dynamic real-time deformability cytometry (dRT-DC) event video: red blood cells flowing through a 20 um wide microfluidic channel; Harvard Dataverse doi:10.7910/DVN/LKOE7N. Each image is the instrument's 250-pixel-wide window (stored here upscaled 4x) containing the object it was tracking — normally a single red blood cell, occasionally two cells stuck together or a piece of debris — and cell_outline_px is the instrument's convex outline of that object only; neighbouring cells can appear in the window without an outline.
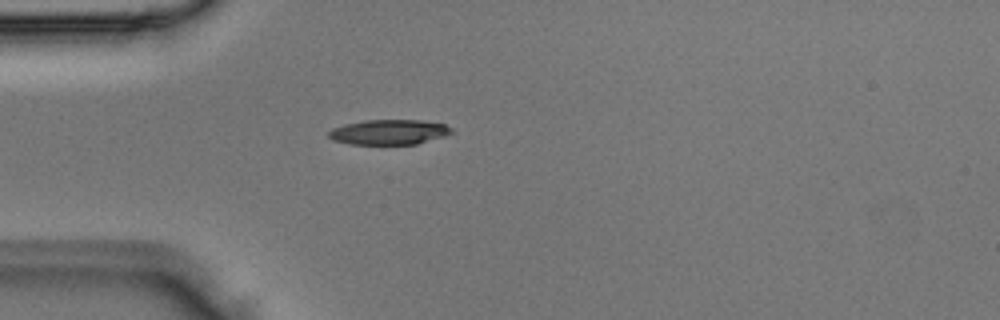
{"species": "Egyptian fruit bat (a non-hibernating species)", "species_latin": "Rousettus aegyptiacus", "temperature_condition": "room temperature", "stored_images_in_passage": 4, "camera_frame_rate_fps": 3000, "um_per_image_px": 0.085, "animal": {"sex": "male"}, "frame": {"image": 1, "passage_image": 4, "time_ms": 1.0, "image_size_px": [1000, 320], "cell_outline_px": [[452, 132], [444, 136], [416, 144], [348, 144], [332, 140], [328, 136], [328, 132], [332, 128], [344, 124], [364, 120], [420, 120], [444, 124], [452, 128]], "centroid_in_image_um": [33.02, 11.22], "position_along_channel_um": 52.0, "area_um2": 17.92}}